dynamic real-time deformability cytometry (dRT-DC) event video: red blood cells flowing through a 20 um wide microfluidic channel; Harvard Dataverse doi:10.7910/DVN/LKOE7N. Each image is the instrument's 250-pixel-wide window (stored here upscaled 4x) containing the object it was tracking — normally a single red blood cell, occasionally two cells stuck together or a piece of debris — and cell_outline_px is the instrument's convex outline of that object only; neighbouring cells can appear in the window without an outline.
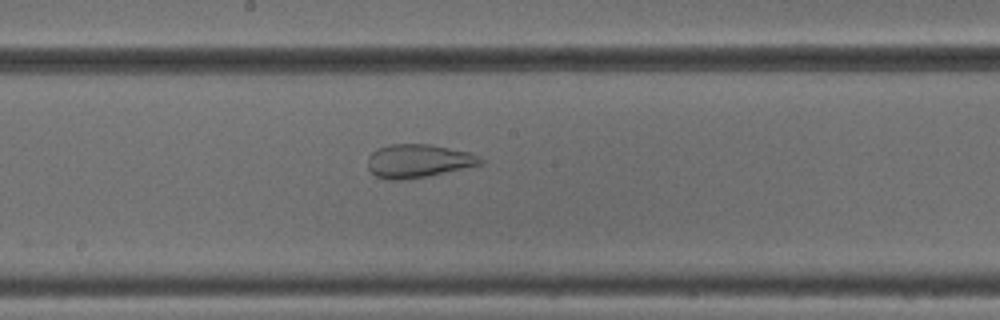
{"species": "common noctule bat (a hibernating species)", "species_latin": "Nyctalus noctula", "temperature_condition": "cold", "stored_images_in_passage": 52, "camera_frame_rate_fps": 3000, "um_per_image_px": 0.085, "animal": {"sex": "male", "body_mass_g": 18.8}, "frame": {"image": 1, "passage_image": 28, "time_ms": 9.0, "image_size_px": [1000, 320], "cell_outline_px": [[484, 164], [428, 176], [404, 180], [388, 180], [376, 176], [368, 168], [368, 156], [376, 148], [388, 144], [428, 144], [468, 152], [480, 156], [484, 160]], "centroid_in_image_um": [35.54, 13.68], "position_along_channel_um": 212.7, "area_um2": 22.08}}
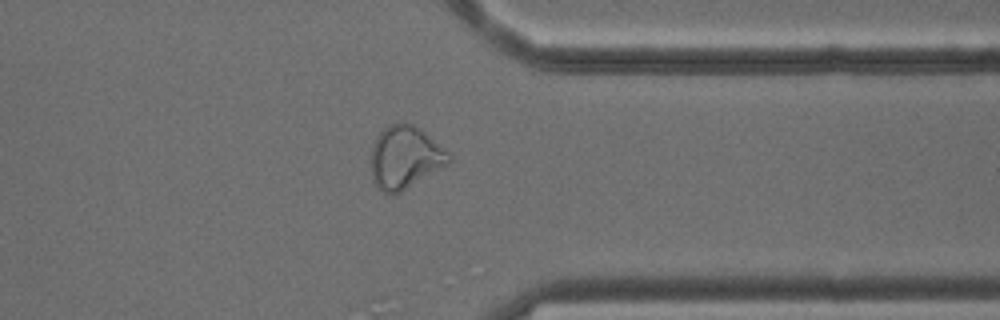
{"frame": {"image": 2, "passage_image": 41, "time_ms": 13.333, "image_size_px": [1000, 320], "cell_outline_px": [[452, 160], [448, 164], [400, 192], [392, 196], [388, 196], [372, 180], [372, 144], [376, 136], [388, 124], [396, 120], [412, 124], [424, 132], [448, 152], [452, 156]], "centroid_in_image_um": [34.41, 13.36], "position_along_channel_um": 377.0, "area_um2": 28.38}}
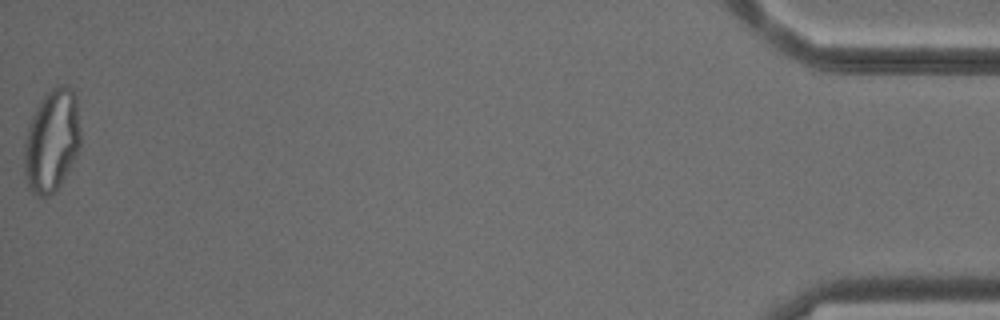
{"frame": {"image": 3, "passage_image": 52, "time_ms": 17.0, "image_size_px": [1000, 320], "cell_outline_px": [[80, 144], [68, 172], [60, 184], [48, 196], [40, 196], [32, 192], [28, 188], [24, 172], [24, 144], [28, 124], [40, 100], [56, 84], [68, 84], [72, 88], [76, 96], [80, 128]], "centroid_in_image_um": [4.4, 11.92], "position_along_channel_um": 430.8, "area_um2": 33.81}}